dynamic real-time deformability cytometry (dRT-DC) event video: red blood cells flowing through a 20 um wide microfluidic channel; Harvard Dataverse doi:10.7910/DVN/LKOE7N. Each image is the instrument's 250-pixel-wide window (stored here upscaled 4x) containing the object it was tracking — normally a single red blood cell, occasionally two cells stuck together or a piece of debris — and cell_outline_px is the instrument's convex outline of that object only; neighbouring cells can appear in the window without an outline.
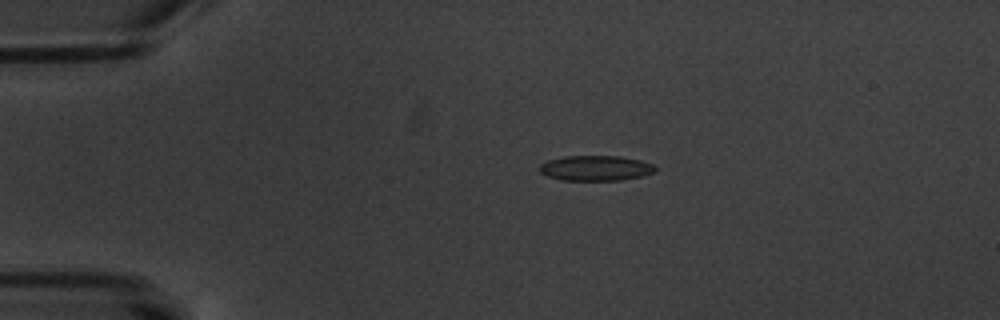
{"species": "common noctule bat (a hibernating species)", "species_latin": "Nyctalus noctula", "temperature_condition": "warm", "stored_images_in_passage": 8, "camera_frame_rate_fps": 3000, "um_per_image_px": 0.085, "animal": {"sex": "male", "body_mass_g": 20.1, "forearm_length_mm": 53.5}, "frame": {"image": 1, "passage_image": 4, "time_ms": 3.667, "image_size_px": [1000, 320], "cell_outline_px": [[656, 172], [640, 176], [620, 180], [560, 180], [548, 176], [540, 172], [540, 164], [548, 160], [564, 156], [620, 156], [640, 160], [652, 164], [656, 168]], "centroid_in_image_um": [50.62, 14.29], "position_along_channel_um": 34.4, "area_um2": 16.94}}